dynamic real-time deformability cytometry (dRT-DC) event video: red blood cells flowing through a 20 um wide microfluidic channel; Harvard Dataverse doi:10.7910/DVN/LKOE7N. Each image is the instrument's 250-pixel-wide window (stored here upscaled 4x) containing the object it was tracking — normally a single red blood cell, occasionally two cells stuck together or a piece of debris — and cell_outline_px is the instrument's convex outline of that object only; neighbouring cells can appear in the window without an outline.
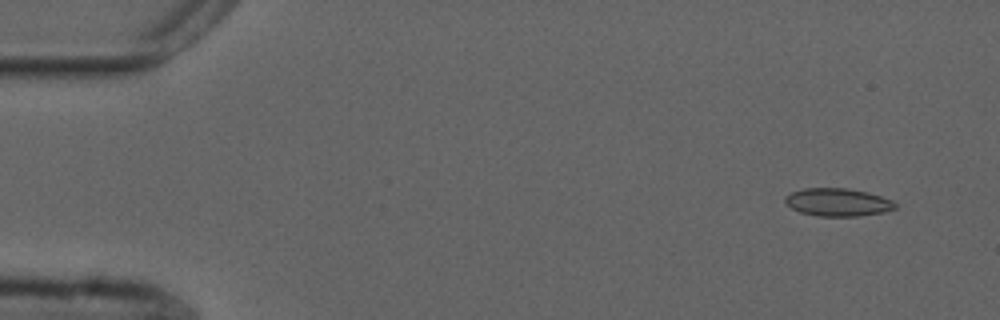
{"species": "common noctule bat (a hibernating species)", "species_latin": "Nyctalus noctula", "temperature_condition": "cold", "stored_images_in_passage": 13, "camera_frame_rate_fps": 3000, "um_per_image_px": 0.085, "animal": {"sex": "male", "forearm_length_mm": 52.5}, "frame": {"image": 1, "passage_image": 4, "time_ms": 1.0, "image_size_px": [1000, 320], "cell_outline_px": [[896, 208], [884, 212], [860, 216], [816, 216], [800, 212], [792, 208], [784, 200], [784, 196], [792, 192], [804, 188], [848, 188], [868, 192], [892, 200], [896, 204]], "centroid_in_image_um": [71.21, 17.19], "position_along_channel_um": 13.8, "area_um2": 17.92}}